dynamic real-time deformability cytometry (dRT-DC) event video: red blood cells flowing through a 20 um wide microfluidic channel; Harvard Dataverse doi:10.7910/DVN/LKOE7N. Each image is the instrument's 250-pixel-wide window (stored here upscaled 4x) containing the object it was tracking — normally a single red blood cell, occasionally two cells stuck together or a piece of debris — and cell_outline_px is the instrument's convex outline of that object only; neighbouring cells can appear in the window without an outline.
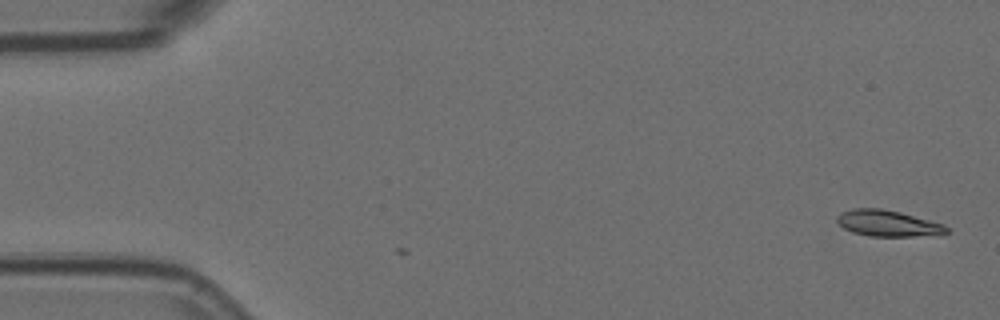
{"species": "Egyptian fruit bat (a non-hibernating species)", "species_latin": "Rousettus aegyptiacus", "temperature_condition": "room temperature", "stored_images_in_passage": 2, "camera_frame_rate_fps": 3000, "um_per_image_px": 0.085, "animal": {"sex": "female"}, "frame": {"image": 1, "passage_image": 2, "time_ms": 0.333, "image_size_px": [1000, 320], "cell_outline_px": [[948, 232], [912, 236], [872, 236], [852, 232], [844, 228], [836, 220], [836, 216], [840, 212], [852, 208], [880, 208], [900, 212], [944, 224], [948, 228]], "centroid_in_image_um": [75.4, 18.96], "position_along_channel_um": 9.6, "area_um2": 16.47}}